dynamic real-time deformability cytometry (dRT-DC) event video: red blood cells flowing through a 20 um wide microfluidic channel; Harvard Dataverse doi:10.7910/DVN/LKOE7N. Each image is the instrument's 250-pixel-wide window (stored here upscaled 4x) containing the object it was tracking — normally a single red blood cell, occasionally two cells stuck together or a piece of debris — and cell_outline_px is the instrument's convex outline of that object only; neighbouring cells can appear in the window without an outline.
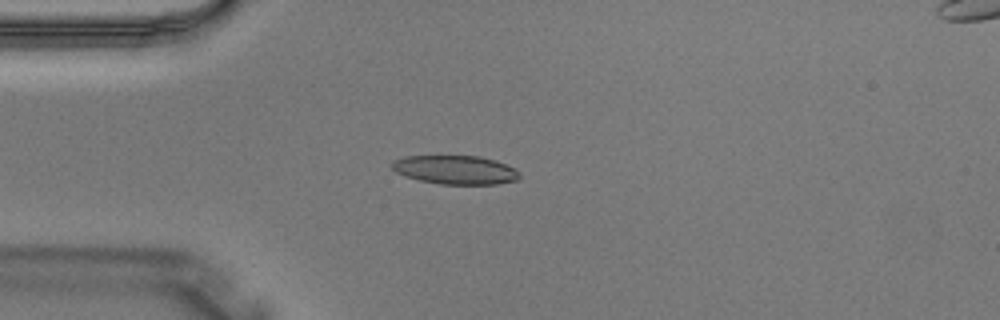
{"species": "Egyptian fruit bat (a non-hibernating species)", "species_latin": "Rousettus aegyptiacus", "temperature_condition": "warm", "stored_images_in_passage": 2, "camera_frame_rate_fps": 3000, "um_per_image_px": 0.085, "animal": {"sex": "male"}, "frame": {"image": 1, "passage_image": 2, "time_ms": 0.333, "image_size_px": [1000, 320], "cell_outline_px": [[520, 176], [516, 180], [496, 184], [440, 184], [420, 180], [404, 176], [396, 172], [392, 168], [392, 160], [404, 156], [480, 156], [496, 160], [516, 168]], "centroid_in_image_um": [38.7, 14.43], "position_along_channel_um": 46.3, "area_um2": 21.44}}